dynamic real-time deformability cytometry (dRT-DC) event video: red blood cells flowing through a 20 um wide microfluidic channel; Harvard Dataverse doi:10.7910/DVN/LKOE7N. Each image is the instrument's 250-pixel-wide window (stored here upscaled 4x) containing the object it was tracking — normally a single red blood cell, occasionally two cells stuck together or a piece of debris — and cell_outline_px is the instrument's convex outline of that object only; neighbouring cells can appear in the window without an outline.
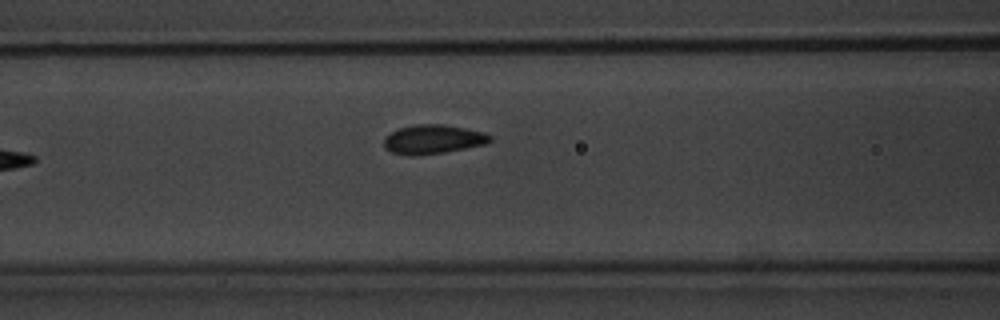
{"species": "common noctule bat (a hibernating species)", "species_latin": "Nyctalus noctula", "temperature_condition": "warm", "stored_images_in_passage": 4, "camera_frame_rate_fps": 3000, "um_per_image_px": 0.085, "animal": {"sex": "male", "body_mass_g": 20.1, "forearm_length_mm": 53.5}, "frame": {"image": 1, "passage_image": 4, "time_ms": 3.333, "image_size_px": [1000, 320], "cell_outline_px": [[492, 140], [484, 144], [444, 152], [412, 156], [408, 156], [392, 152], [384, 148], [384, 136], [400, 128], [416, 124], [444, 124], [484, 132], [492, 136]], "centroid_in_image_um": [36.78, 11.84], "position_along_channel_um": 129.8, "area_um2": 17.92}}